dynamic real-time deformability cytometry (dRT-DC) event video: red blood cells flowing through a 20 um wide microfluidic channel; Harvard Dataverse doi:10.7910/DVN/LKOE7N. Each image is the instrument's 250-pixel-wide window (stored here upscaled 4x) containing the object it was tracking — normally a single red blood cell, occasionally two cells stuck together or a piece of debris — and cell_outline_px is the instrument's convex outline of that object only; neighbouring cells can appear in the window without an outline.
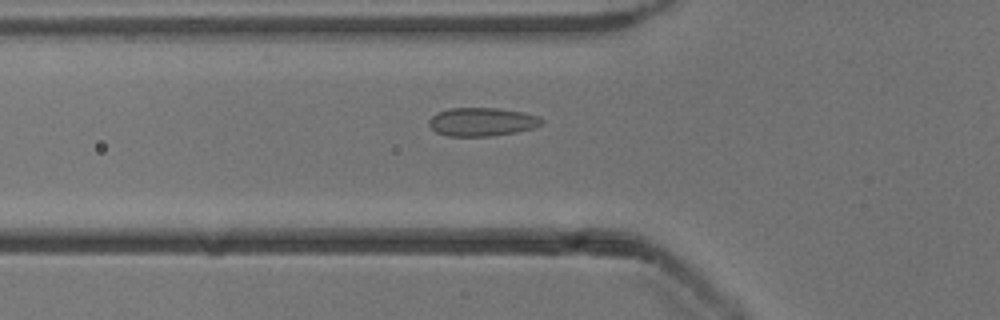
{"species": "common noctule bat (a hibernating species)", "species_latin": "Nyctalus noctula", "temperature_condition": "cold", "stored_images_in_passage": 9, "camera_frame_rate_fps": 3000, "um_per_image_px": 0.085, "animal": {"sex": "male", "body_mass_g": 13.3}, "frame": {"image": 1, "passage_image": 2, "time_ms": 0.333, "image_size_px": [1000, 320], "cell_outline_px": [[544, 124], [532, 128], [516, 132], [488, 136], [448, 136], [436, 132], [428, 124], [428, 120], [436, 112], [448, 108], [500, 108], [524, 112], [536, 116], [544, 120]], "centroid_in_image_um": [40.95, 10.35], "position_along_channel_um": 84.8, "area_um2": 18.79}}
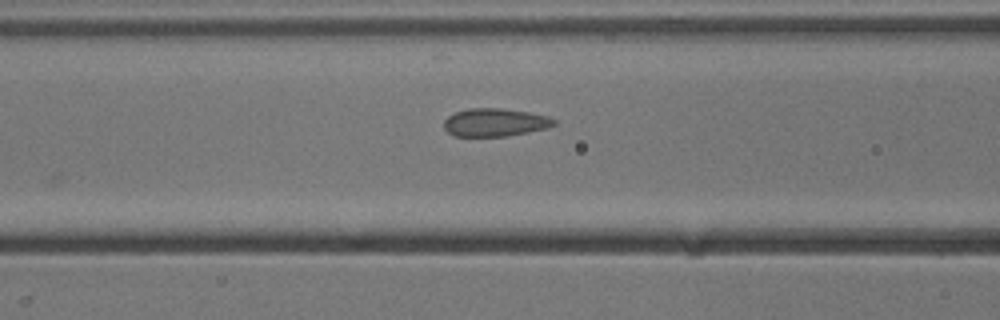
{"frame": {"image": 2, "passage_image": 5, "time_ms": 1.333, "image_size_px": [1000, 320], "cell_outline_px": [[556, 124], [548, 128], [508, 136], [456, 136], [448, 132], [444, 128], [444, 120], [448, 116], [456, 112], [468, 108], [500, 108], [528, 112], [548, 116], [556, 120]], "centroid_in_image_um": [42.09, 10.4], "position_along_channel_um": 124.5, "area_um2": 17.98}}
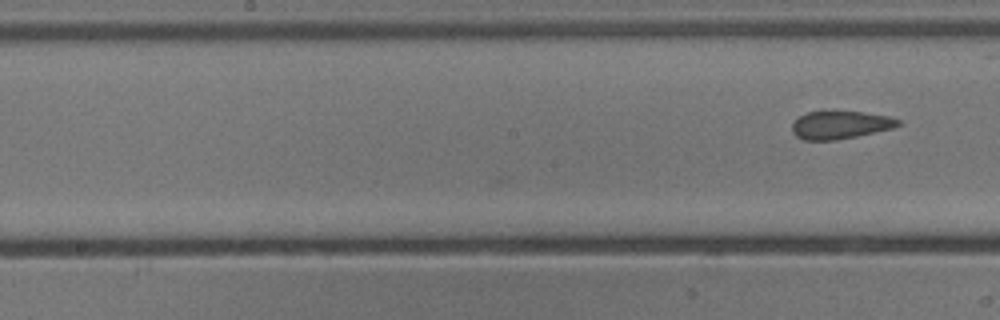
{"frame": {"image": 3, "passage_image": 9, "time_ms": 2.667, "image_size_px": [1000, 320], "cell_outline_px": [[904, 124], [892, 128], [856, 136], [836, 140], [804, 140], [796, 136], [792, 132], [792, 124], [800, 116], [808, 112], [864, 112], [888, 116], [900, 120]], "centroid_in_image_um": [71.44, 10.63], "position_along_channel_um": 176.8, "area_um2": 17.05}}